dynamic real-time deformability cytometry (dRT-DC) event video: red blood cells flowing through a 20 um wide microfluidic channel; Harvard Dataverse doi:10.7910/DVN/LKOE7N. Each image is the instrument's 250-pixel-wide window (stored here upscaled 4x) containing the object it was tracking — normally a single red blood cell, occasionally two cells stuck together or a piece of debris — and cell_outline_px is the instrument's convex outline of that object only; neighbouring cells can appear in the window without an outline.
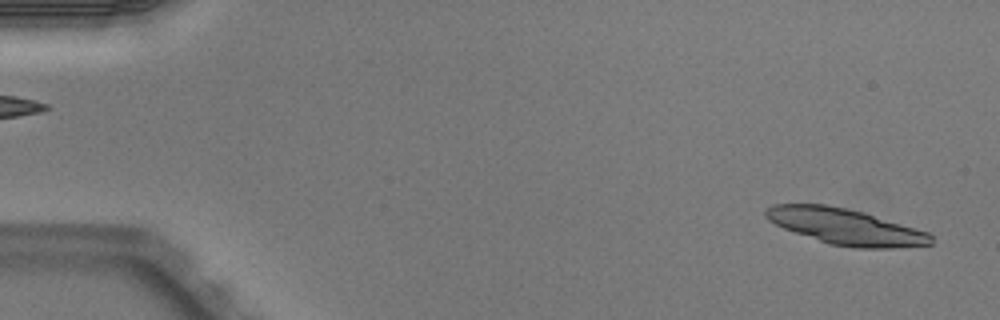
{"species": "Egyptian fruit bat (a non-hibernating species)", "species_latin": "Rousettus aegyptiacus", "temperature_condition": "warm", "stored_images_in_passage": 4, "segment_of_instrument_passage": [2, 2], "camera_frame_rate_fps": 3000, "um_per_image_px": 0.085, "animal": {"sex": "male"}, "frame": {"image": 1, "passage_image": 4, "time_ms": 1.0, "image_size_px": [1000, 320], "cell_outline_px": [[932, 244], [892, 248], [852, 248], [828, 244], [784, 228], [768, 220], [764, 216], [764, 212], [772, 204], [824, 204], [864, 212], [928, 232], [932, 236]], "centroid_in_image_um": [71.86, 19.27], "position_along_channel_um": 13.1, "area_um2": 34.45}}